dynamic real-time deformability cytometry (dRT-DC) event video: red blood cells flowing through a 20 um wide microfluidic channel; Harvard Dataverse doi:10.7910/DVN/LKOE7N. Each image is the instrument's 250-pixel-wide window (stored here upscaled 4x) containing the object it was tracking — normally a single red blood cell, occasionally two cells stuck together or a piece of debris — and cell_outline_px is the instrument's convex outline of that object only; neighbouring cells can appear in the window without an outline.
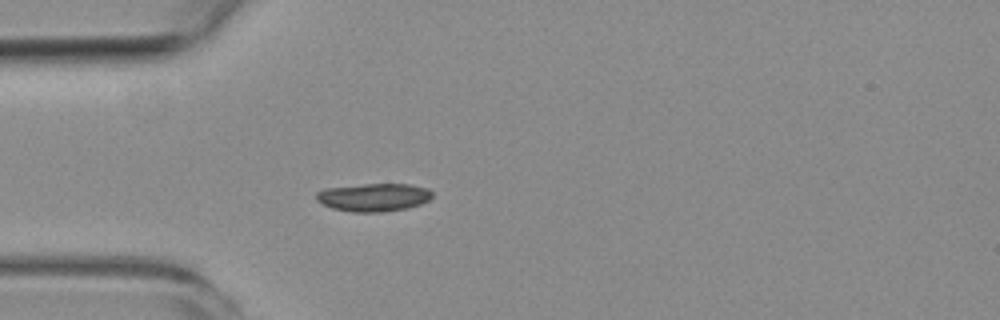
{"species": "common noctule bat (a hibernating species)", "species_latin": "Nyctalus noctula", "temperature_condition": "room temperature", "stored_images_in_passage": 3, "camera_frame_rate_fps": 3000, "um_per_image_px": 0.085, "animal": {"sex": "female", "body_mass_g": 19.3, "forearm_length_mm": 54.1}, "frame": {"image": 1, "passage_image": 3, "time_ms": 3.0, "image_size_px": [1000, 320], "cell_outline_px": [[432, 196], [428, 200], [420, 204], [408, 208], [380, 212], [352, 212], [332, 208], [316, 200], [316, 192], [324, 188], [364, 184], [408, 184], [428, 188], [432, 192]], "centroid_in_image_um": [31.75, 16.76], "position_along_channel_um": 53.2, "area_um2": 18.96}}